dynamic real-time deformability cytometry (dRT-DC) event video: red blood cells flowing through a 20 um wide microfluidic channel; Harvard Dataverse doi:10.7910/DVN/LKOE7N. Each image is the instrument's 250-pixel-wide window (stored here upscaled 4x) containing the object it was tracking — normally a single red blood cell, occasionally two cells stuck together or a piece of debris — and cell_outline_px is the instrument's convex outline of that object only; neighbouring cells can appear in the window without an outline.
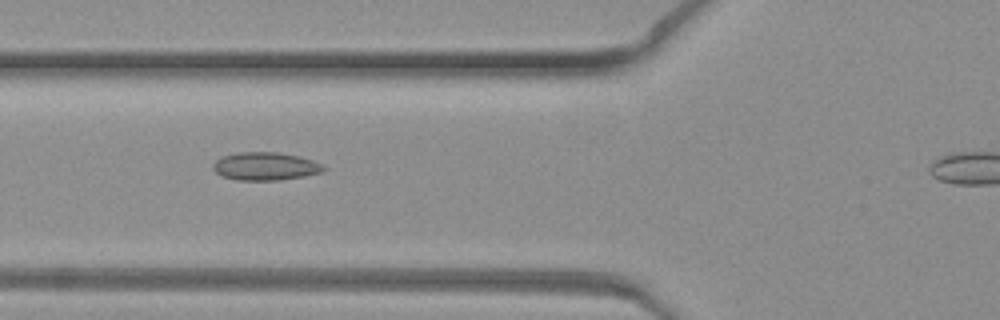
{"species": "common noctule bat (a hibernating species)", "species_latin": "Nyctalus noctula", "temperature_condition": "warm", "stored_images_in_passage": 28, "camera_frame_rate_fps": 3000, "um_per_image_px": 0.085, "animal": {"sex": "female", "body_mass_g": 19.3, "forearm_length_mm": 54.1}, "frame": {"image": 1, "passage_image": 4, "time_ms": 1.0, "image_size_px": [1000, 320], "cell_outline_px": [[328, 168], [324, 172], [304, 176], [280, 180], [236, 180], [224, 176], [216, 172], [212, 168], [212, 164], [216, 160], [224, 156], [236, 152], [280, 152], [300, 156], [324, 164]], "centroid_in_image_um": [22.61, 14.13], "position_along_channel_um": 103.2, "area_um2": 18.26}}
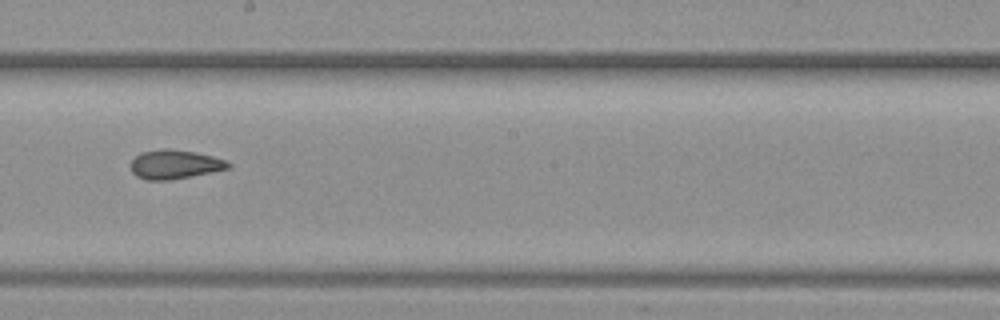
{"frame": {"image": 2, "passage_image": 13, "time_ms": 4.0, "image_size_px": [1000, 320], "cell_outline_px": [[232, 164], [228, 168], [212, 172], [168, 180], [144, 180], [136, 176], [132, 172], [132, 160], [140, 152], [164, 148], [168, 148], [196, 152], [212, 156], [224, 160]], "centroid_in_image_um": [14.83, 13.97], "position_along_channel_um": 233.4, "area_um2": 16.42}}
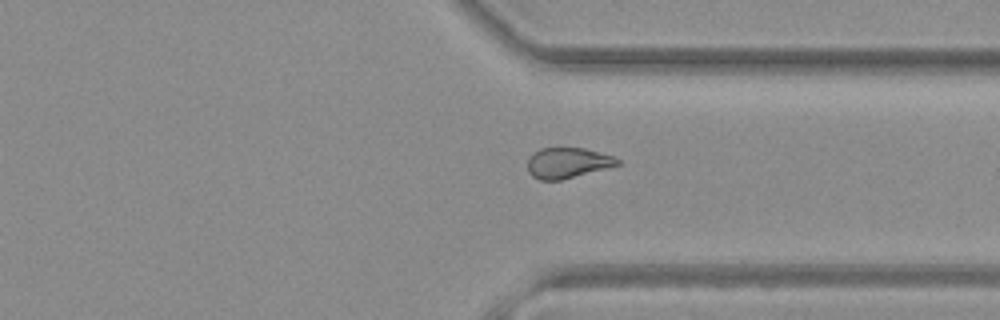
{"frame": {"image": 3, "passage_image": 22, "time_ms": 7.0, "image_size_px": [1000, 320], "cell_outline_px": [[620, 164], [560, 180], [540, 180], [532, 176], [528, 172], [528, 156], [532, 152], [540, 148], [584, 148], [612, 156], [620, 160]], "centroid_in_image_um": [48.18, 13.83], "position_along_channel_um": 363.2, "area_um2": 15.84}}